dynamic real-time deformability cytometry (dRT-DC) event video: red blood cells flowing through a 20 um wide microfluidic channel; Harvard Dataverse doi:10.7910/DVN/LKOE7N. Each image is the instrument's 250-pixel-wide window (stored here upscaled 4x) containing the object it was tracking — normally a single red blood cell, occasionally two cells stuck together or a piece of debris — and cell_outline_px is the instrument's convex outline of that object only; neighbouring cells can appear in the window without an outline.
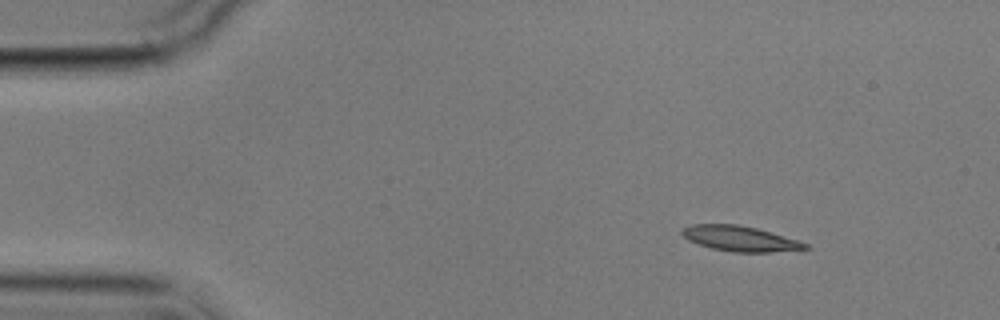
{"species": "common noctule bat (a hibernating species)", "species_latin": "Nyctalus noctula", "temperature_condition": "cold", "stored_images_in_passage": 4, "camera_frame_rate_fps": 3000, "um_per_image_px": 0.085, "animal": {"sex": "male", "body_mass_g": 17.9}, "frame": {"image": 1, "passage_image": 1, "time_ms": 0.0, "image_size_px": [1000, 320], "cell_outline_px": [[812, 248], [768, 252], [732, 252], [712, 248], [688, 240], [680, 232], [684, 228], [692, 224], [736, 224], [756, 228], [800, 240], [808, 244]], "centroid_in_image_um": [62.94, 20.28], "position_along_channel_um": 22.1, "area_um2": 18.03}}
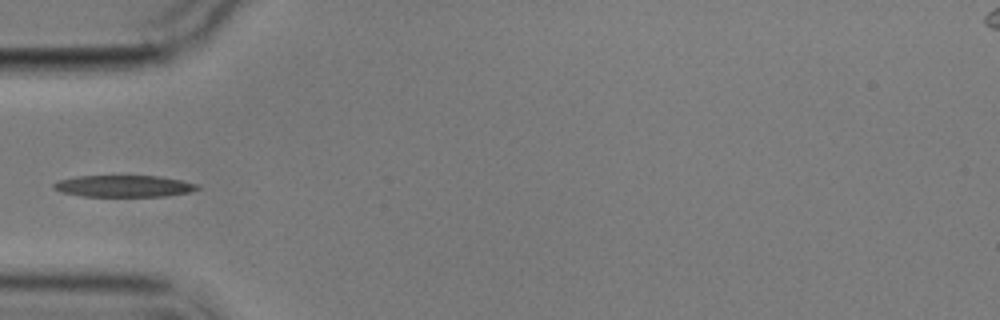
{"frame": {"image": 2, "passage_image": 4, "time_ms": 3.667, "image_size_px": [1000, 320], "cell_outline_px": [[200, 188], [192, 192], [168, 196], [84, 196], [60, 192], [52, 188], [52, 184], [60, 180], [76, 176], [160, 176], [180, 180], [196, 184]], "centroid_in_image_um": [10.52, 15.82], "position_along_channel_um": 74.5, "area_um2": 18.15}}